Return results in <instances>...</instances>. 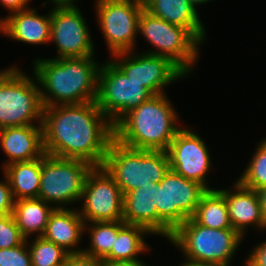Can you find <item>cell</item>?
I'll use <instances>...</instances> for the list:
<instances>
[{
  "label": "cell",
  "instance_id": "obj_34",
  "mask_svg": "<svg viewBox=\"0 0 266 266\" xmlns=\"http://www.w3.org/2000/svg\"><path fill=\"white\" fill-rule=\"evenodd\" d=\"M29 1L31 0H0V3L8 10V13H13L29 8Z\"/></svg>",
  "mask_w": 266,
  "mask_h": 266
},
{
  "label": "cell",
  "instance_id": "obj_20",
  "mask_svg": "<svg viewBox=\"0 0 266 266\" xmlns=\"http://www.w3.org/2000/svg\"><path fill=\"white\" fill-rule=\"evenodd\" d=\"M144 9L168 23L187 29L201 44L206 30L196 8L188 0H143Z\"/></svg>",
  "mask_w": 266,
  "mask_h": 266
},
{
  "label": "cell",
  "instance_id": "obj_4",
  "mask_svg": "<svg viewBox=\"0 0 266 266\" xmlns=\"http://www.w3.org/2000/svg\"><path fill=\"white\" fill-rule=\"evenodd\" d=\"M122 194L140 186L160 183L170 170L166 151L131 149L115 139L110 143L103 165Z\"/></svg>",
  "mask_w": 266,
  "mask_h": 266
},
{
  "label": "cell",
  "instance_id": "obj_37",
  "mask_svg": "<svg viewBox=\"0 0 266 266\" xmlns=\"http://www.w3.org/2000/svg\"><path fill=\"white\" fill-rule=\"evenodd\" d=\"M53 5H59V6H76L75 1L76 0H50Z\"/></svg>",
  "mask_w": 266,
  "mask_h": 266
},
{
  "label": "cell",
  "instance_id": "obj_28",
  "mask_svg": "<svg viewBox=\"0 0 266 266\" xmlns=\"http://www.w3.org/2000/svg\"><path fill=\"white\" fill-rule=\"evenodd\" d=\"M256 146L246 169L237 179L241 185L253 190L266 187V138Z\"/></svg>",
  "mask_w": 266,
  "mask_h": 266
},
{
  "label": "cell",
  "instance_id": "obj_13",
  "mask_svg": "<svg viewBox=\"0 0 266 266\" xmlns=\"http://www.w3.org/2000/svg\"><path fill=\"white\" fill-rule=\"evenodd\" d=\"M52 8L50 42L57 48L55 59L94 56L91 32L80 8L77 5H54Z\"/></svg>",
  "mask_w": 266,
  "mask_h": 266
},
{
  "label": "cell",
  "instance_id": "obj_15",
  "mask_svg": "<svg viewBox=\"0 0 266 266\" xmlns=\"http://www.w3.org/2000/svg\"><path fill=\"white\" fill-rule=\"evenodd\" d=\"M170 169L175 173L204 185L208 190L212 161L205 141L198 133L183 126L175 135L168 150Z\"/></svg>",
  "mask_w": 266,
  "mask_h": 266
},
{
  "label": "cell",
  "instance_id": "obj_36",
  "mask_svg": "<svg viewBox=\"0 0 266 266\" xmlns=\"http://www.w3.org/2000/svg\"><path fill=\"white\" fill-rule=\"evenodd\" d=\"M256 191L259 197L262 215L266 223V187H262L260 189H257Z\"/></svg>",
  "mask_w": 266,
  "mask_h": 266
},
{
  "label": "cell",
  "instance_id": "obj_18",
  "mask_svg": "<svg viewBox=\"0 0 266 266\" xmlns=\"http://www.w3.org/2000/svg\"><path fill=\"white\" fill-rule=\"evenodd\" d=\"M0 148L6 154V166L13 162L32 161L45 155L42 124L0 129Z\"/></svg>",
  "mask_w": 266,
  "mask_h": 266
},
{
  "label": "cell",
  "instance_id": "obj_6",
  "mask_svg": "<svg viewBox=\"0 0 266 266\" xmlns=\"http://www.w3.org/2000/svg\"><path fill=\"white\" fill-rule=\"evenodd\" d=\"M40 86L17 66L0 70V129L42 124Z\"/></svg>",
  "mask_w": 266,
  "mask_h": 266
},
{
  "label": "cell",
  "instance_id": "obj_35",
  "mask_svg": "<svg viewBox=\"0 0 266 266\" xmlns=\"http://www.w3.org/2000/svg\"><path fill=\"white\" fill-rule=\"evenodd\" d=\"M103 266H147L144 261H111V260H103Z\"/></svg>",
  "mask_w": 266,
  "mask_h": 266
},
{
  "label": "cell",
  "instance_id": "obj_2",
  "mask_svg": "<svg viewBox=\"0 0 266 266\" xmlns=\"http://www.w3.org/2000/svg\"><path fill=\"white\" fill-rule=\"evenodd\" d=\"M95 56L37 58L33 71L43 107L96 101L101 62Z\"/></svg>",
  "mask_w": 266,
  "mask_h": 266
},
{
  "label": "cell",
  "instance_id": "obj_33",
  "mask_svg": "<svg viewBox=\"0 0 266 266\" xmlns=\"http://www.w3.org/2000/svg\"><path fill=\"white\" fill-rule=\"evenodd\" d=\"M245 266H266V240L250 251L244 262Z\"/></svg>",
  "mask_w": 266,
  "mask_h": 266
},
{
  "label": "cell",
  "instance_id": "obj_38",
  "mask_svg": "<svg viewBox=\"0 0 266 266\" xmlns=\"http://www.w3.org/2000/svg\"><path fill=\"white\" fill-rule=\"evenodd\" d=\"M181 266H215V265L204 264V263L195 262V261H191V260L185 259L183 261V263L181 264Z\"/></svg>",
  "mask_w": 266,
  "mask_h": 266
},
{
  "label": "cell",
  "instance_id": "obj_22",
  "mask_svg": "<svg viewBox=\"0 0 266 266\" xmlns=\"http://www.w3.org/2000/svg\"><path fill=\"white\" fill-rule=\"evenodd\" d=\"M14 200L38 198L41 180V157L13 162L3 167Z\"/></svg>",
  "mask_w": 266,
  "mask_h": 266
},
{
  "label": "cell",
  "instance_id": "obj_7",
  "mask_svg": "<svg viewBox=\"0 0 266 266\" xmlns=\"http://www.w3.org/2000/svg\"><path fill=\"white\" fill-rule=\"evenodd\" d=\"M208 189L199 182L186 179L171 169L157 189V236L167 240L190 219Z\"/></svg>",
  "mask_w": 266,
  "mask_h": 266
},
{
  "label": "cell",
  "instance_id": "obj_19",
  "mask_svg": "<svg viewBox=\"0 0 266 266\" xmlns=\"http://www.w3.org/2000/svg\"><path fill=\"white\" fill-rule=\"evenodd\" d=\"M84 224L78 208H55L42 237L61 246L69 254L82 253L83 249L77 246L80 244L82 235L86 233Z\"/></svg>",
  "mask_w": 266,
  "mask_h": 266
},
{
  "label": "cell",
  "instance_id": "obj_32",
  "mask_svg": "<svg viewBox=\"0 0 266 266\" xmlns=\"http://www.w3.org/2000/svg\"><path fill=\"white\" fill-rule=\"evenodd\" d=\"M64 266H103V259L85 253L68 254Z\"/></svg>",
  "mask_w": 266,
  "mask_h": 266
},
{
  "label": "cell",
  "instance_id": "obj_21",
  "mask_svg": "<svg viewBox=\"0 0 266 266\" xmlns=\"http://www.w3.org/2000/svg\"><path fill=\"white\" fill-rule=\"evenodd\" d=\"M159 183L140 186L123 195V221L146 228L157 235V189Z\"/></svg>",
  "mask_w": 266,
  "mask_h": 266
},
{
  "label": "cell",
  "instance_id": "obj_9",
  "mask_svg": "<svg viewBox=\"0 0 266 266\" xmlns=\"http://www.w3.org/2000/svg\"><path fill=\"white\" fill-rule=\"evenodd\" d=\"M92 165L82 160L45 154L41 157L38 198L54 208H68L81 199L84 182ZM56 204V205H55Z\"/></svg>",
  "mask_w": 266,
  "mask_h": 266
},
{
  "label": "cell",
  "instance_id": "obj_29",
  "mask_svg": "<svg viewBox=\"0 0 266 266\" xmlns=\"http://www.w3.org/2000/svg\"><path fill=\"white\" fill-rule=\"evenodd\" d=\"M26 238L22 235L12 214L0 216V249L22 245Z\"/></svg>",
  "mask_w": 266,
  "mask_h": 266
},
{
  "label": "cell",
  "instance_id": "obj_10",
  "mask_svg": "<svg viewBox=\"0 0 266 266\" xmlns=\"http://www.w3.org/2000/svg\"><path fill=\"white\" fill-rule=\"evenodd\" d=\"M153 96L110 59L100 65L96 104L115 125L125 114Z\"/></svg>",
  "mask_w": 266,
  "mask_h": 266
},
{
  "label": "cell",
  "instance_id": "obj_31",
  "mask_svg": "<svg viewBox=\"0 0 266 266\" xmlns=\"http://www.w3.org/2000/svg\"><path fill=\"white\" fill-rule=\"evenodd\" d=\"M3 176L5 181L0 180V216L12 214L15 202L8 179Z\"/></svg>",
  "mask_w": 266,
  "mask_h": 266
},
{
  "label": "cell",
  "instance_id": "obj_8",
  "mask_svg": "<svg viewBox=\"0 0 266 266\" xmlns=\"http://www.w3.org/2000/svg\"><path fill=\"white\" fill-rule=\"evenodd\" d=\"M138 33L155 48L144 53L168 58L186 76L192 74L201 43L187 29L168 23L143 9Z\"/></svg>",
  "mask_w": 266,
  "mask_h": 266
},
{
  "label": "cell",
  "instance_id": "obj_24",
  "mask_svg": "<svg viewBox=\"0 0 266 266\" xmlns=\"http://www.w3.org/2000/svg\"><path fill=\"white\" fill-rule=\"evenodd\" d=\"M152 235L146 228L125 224L119 231L111 252L103 260L141 261L138 255L149 250L145 237ZM145 236V237H144Z\"/></svg>",
  "mask_w": 266,
  "mask_h": 266
},
{
  "label": "cell",
  "instance_id": "obj_25",
  "mask_svg": "<svg viewBox=\"0 0 266 266\" xmlns=\"http://www.w3.org/2000/svg\"><path fill=\"white\" fill-rule=\"evenodd\" d=\"M192 218L213 229H233L225 197L216 189L208 190L201 198Z\"/></svg>",
  "mask_w": 266,
  "mask_h": 266
},
{
  "label": "cell",
  "instance_id": "obj_17",
  "mask_svg": "<svg viewBox=\"0 0 266 266\" xmlns=\"http://www.w3.org/2000/svg\"><path fill=\"white\" fill-rule=\"evenodd\" d=\"M0 33L26 44L43 45L50 42L51 10L40 15L35 8H27L0 18Z\"/></svg>",
  "mask_w": 266,
  "mask_h": 266
},
{
  "label": "cell",
  "instance_id": "obj_1",
  "mask_svg": "<svg viewBox=\"0 0 266 266\" xmlns=\"http://www.w3.org/2000/svg\"><path fill=\"white\" fill-rule=\"evenodd\" d=\"M42 129L45 154L93 167L103 165L114 140V125L96 101L44 107Z\"/></svg>",
  "mask_w": 266,
  "mask_h": 266
},
{
  "label": "cell",
  "instance_id": "obj_39",
  "mask_svg": "<svg viewBox=\"0 0 266 266\" xmlns=\"http://www.w3.org/2000/svg\"><path fill=\"white\" fill-rule=\"evenodd\" d=\"M188 1L196 8V10H198L197 9L198 5L206 4V3H208L209 1H212V0H188Z\"/></svg>",
  "mask_w": 266,
  "mask_h": 266
},
{
  "label": "cell",
  "instance_id": "obj_3",
  "mask_svg": "<svg viewBox=\"0 0 266 266\" xmlns=\"http://www.w3.org/2000/svg\"><path fill=\"white\" fill-rule=\"evenodd\" d=\"M170 101L166 93L151 96L114 125V139L131 149L167 151L181 129Z\"/></svg>",
  "mask_w": 266,
  "mask_h": 266
},
{
  "label": "cell",
  "instance_id": "obj_27",
  "mask_svg": "<svg viewBox=\"0 0 266 266\" xmlns=\"http://www.w3.org/2000/svg\"><path fill=\"white\" fill-rule=\"evenodd\" d=\"M28 247L32 266H64L68 252L42 236L36 237Z\"/></svg>",
  "mask_w": 266,
  "mask_h": 266
},
{
  "label": "cell",
  "instance_id": "obj_14",
  "mask_svg": "<svg viewBox=\"0 0 266 266\" xmlns=\"http://www.w3.org/2000/svg\"><path fill=\"white\" fill-rule=\"evenodd\" d=\"M112 57V61L128 78L141 83L152 95L164 94L165 87L189 77L168 58L158 55L128 51L113 54Z\"/></svg>",
  "mask_w": 266,
  "mask_h": 266
},
{
  "label": "cell",
  "instance_id": "obj_12",
  "mask_svg": "<svg viewBox=\"0 0 266 266\" xmlns=\"http://www.w3.org/2000/svg\"><path fill=\"white\" fill-rule=\"evenodd\" d=\"M80 201L84 223L123 220V194L103 166L88 172Z\"/></svg>",
  "mask_w": 266,
  "mask_h": 266
},
{
  "label": "cell",
  "instance_id": "obj_26",
  "mask_svg": "<svg viewBox=\"0 0 266 266\" xmlns=\"http://www.w3.org/2000/svg\"><path fill=\"white\" fill-rule=\"evenodd\" d=\"M126 223L122 221L90 222L84 224V231L90 233V247L83 248V253L104 259L112 250L118 231Z\"/></svg>",
  "mask_w": 266,
  "mask_h": 266
},
{
  "label": "cell",
  "instance_id": "obj_16",
  "mask_svg": "<svg viewBox=\"0 0 266 266\" xmlns=\"http://www.w3.org/2000/svg\"><path fill=\"white\" fill-rule=\"evenodd\" d=\"M231 189H217L224 197L228 207L229 220L235 231L243 238L249 226L259 230L266 229L260 201L256 190L234 182Z\"/></svg>",
  "mask_w": 266,
  "mask_h": 266
},
{
  "label": "cell",
  "instance_id": "obj_23",
  "mask_svg": "<svg viewBox=\"0 0 266 266\" xmlns=\"http://www.w3.org/2000/svg\"><path fill=\"white\" fill-rule=\"evenodd\" d=\"M54 207L39 198L15 200L12 215L22 235H43Z\"/></svg>",
  "mask_w": 266,
  "mask_h": 266
},
{
  "label": "cell",
  "instance_id": "obj_5",
  "mask_svg": "<svg viewBox=\"0 0 266 266\" xmlns=\"http://www.w3.org/2000/svg\"><path fill=\"white\" fill-rule=\"evenodd\" d=\"M244 238L234 229H213L199 225L192 217L168 239L184 259L215 266H230Z\"/></svg>",
  "mask_w": 266,
  "mask_h": 266
},
{
  "label": "cell",
  "instance_id": "obj_11",
  "mask_svg": "<svg viewBox=\"0 0 266 266\" xmlns=\"http://www.w3.org/2000/svg\"><path fill=\"white\" fill-rule=\"evenodd\" d=\"M97 22L111 55L133 51L143 0H96Z\"/></svg>",
  "mask_w": 266,
  "mask_h": 266
},
{
  "label": "cell",
  "instance_id": "obj_30",
  "mask_svg": "<svg viewBox=\"0 0 266 266\" xmlns=\"http://www.w3.org/2000/svg\"><path fill=\"white\" fill-rule=\"evenodd\" d=\"M28 239L19 246L0 249V266H32Z\"/></svg>",
  "mask_w": 266,
  "mask_h": 266
}]
</instances>
